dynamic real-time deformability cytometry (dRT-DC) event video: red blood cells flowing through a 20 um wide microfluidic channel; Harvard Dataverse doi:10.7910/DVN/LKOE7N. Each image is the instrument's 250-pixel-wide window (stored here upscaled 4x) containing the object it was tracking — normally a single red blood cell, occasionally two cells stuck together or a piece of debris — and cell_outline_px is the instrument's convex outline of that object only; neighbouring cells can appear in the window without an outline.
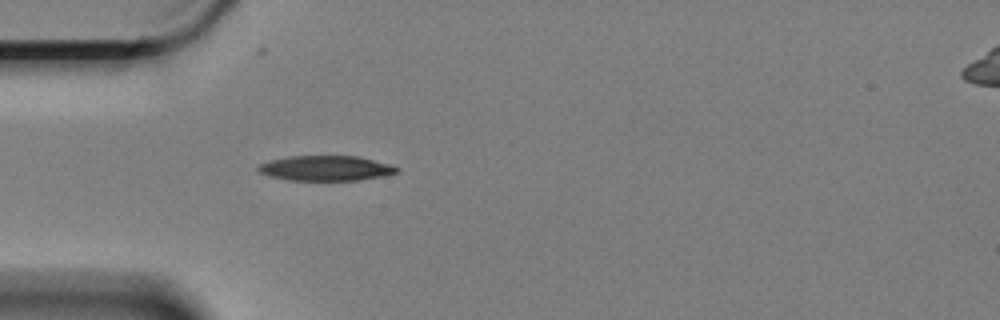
{"species": "Egyptian fruit bat (a non-hibernating species)", "species_latin": "Rousettus aegyptiacus", "temperature_condition": "cold", "stored_images_in_passage": 3, "camera_frame_rate_fps": 3000, "um_per_image_px": 0.085, "animal": {"sex": "female"}, "frame": {"image": 1, "passage_image": 3, "time_ms": 0.667, "image_size_px": [1000, 320], "cell_outline_px": [[400, 172], [384, 176], [360, 180], [288, 180], [272, 176], [260, 172], [256, 168], [260, 164], [272, 160], [288, 156], [356, 156], [392, 164], [400, 168]], "centroid_in_image_um": [27.77, 14.3], "position_along_channel_um": 57.2, "area_um2": 20.23}}